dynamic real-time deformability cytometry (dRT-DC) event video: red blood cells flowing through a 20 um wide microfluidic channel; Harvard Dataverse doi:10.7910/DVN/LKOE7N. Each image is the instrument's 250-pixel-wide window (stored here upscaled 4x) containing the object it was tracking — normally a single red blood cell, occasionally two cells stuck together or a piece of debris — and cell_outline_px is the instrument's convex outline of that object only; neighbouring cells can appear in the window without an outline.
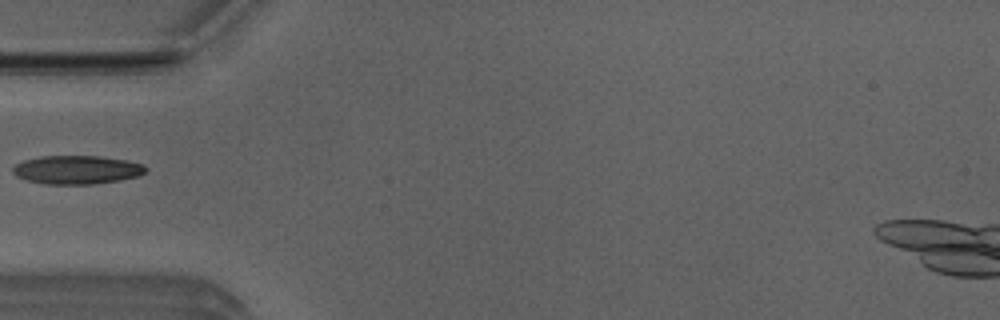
{"species": "Egyptian fruit bat (a non-hibernating species)", "species_latin": "Rousettus aegyptiacus", "temperature_condition": "room temperature", "stored_images_in_passage": 3, "camera_frame_rate_fps": 3000, "um_per_image_px": 0.085, "animal": {"sex": "male"}, "frame": {"image": 1, "passage_image": 2, "time_ms": 0.333, "image_size_px": [1000, 320], "cell_outline_px": [[148, 168], [140, 176], [120, 180], [96, 184], [44, 184], [28, 180], [16, 176], [12, 172], [12, 168], [16, 164], [24, 160], [40, 156], [100, 156], [128, 160], [144, 164]], "centroid_in_image_um": [6.56, 14.43], "position_along_channel_um": 78.4, "area_um2": 22.31}}